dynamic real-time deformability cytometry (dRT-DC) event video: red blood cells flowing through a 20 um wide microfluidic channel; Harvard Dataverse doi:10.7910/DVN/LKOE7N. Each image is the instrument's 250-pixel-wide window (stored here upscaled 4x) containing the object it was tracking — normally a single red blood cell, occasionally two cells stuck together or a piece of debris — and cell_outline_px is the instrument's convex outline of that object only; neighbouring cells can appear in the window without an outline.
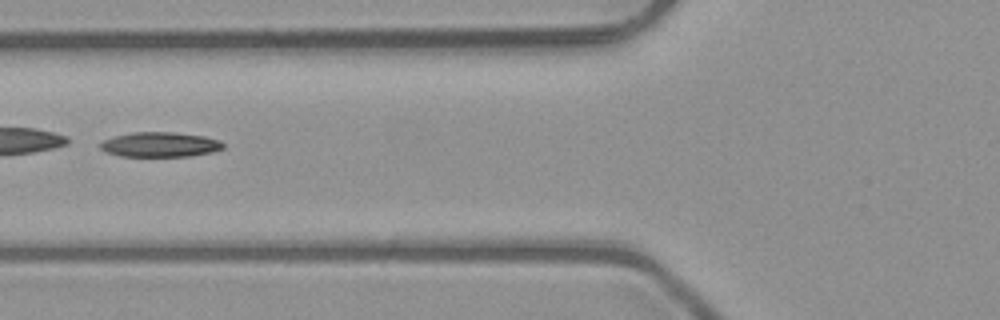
{"species": "common noctule bat (a hibernating species)", "species_latin": "Nyctalus noctula", "temperature_condition": "room temperature", "stored_images_in_passage": 6, "camera_frame_rate_fps": 3000, "um_per_image_px": 0.085, "animal": {"sex": "male", "body_mass_g": 23.1, "forearm_length_mm": 52.7}, "frame": {"image": 1, "passage_image": 5, "time_ms": 1.333, "image_size_px": [1000, 320], "cell_outline_px": [[224, 148], [212, 152], [192, 156], [120, 156], [108, 152], [100, 148], [100, 144], [104, 140], [116, 136], [132, 132], [172, 132], [204, 136], [220, 140], [224, 144]], "centroid_in_image_um": [13.64, 12.29], "position_along_channel_um": 112.2, "area_um2": 17.69}}
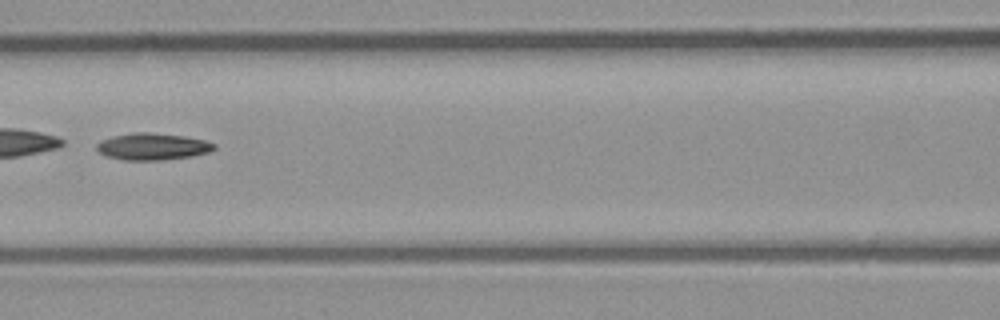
{"frame": {"image": 2, "passage_image": 6, "time_ms": 1.667, "image_size_px": [1000, 320], "cell_outline_px": [[216, 148], [208, 152], [192, 156], [160, 160], [124, 160], [108, 156], [100, 152], [96, 148], [96, 144], [100, 140], [112, 136], [136, 132], [148, 132], [184, 136], [204, 140], [216, 144]], "centroid_in_image_um": [12.96, 12.45], "position_along_channel_um": 153.6, "area_um2": 18.26}}